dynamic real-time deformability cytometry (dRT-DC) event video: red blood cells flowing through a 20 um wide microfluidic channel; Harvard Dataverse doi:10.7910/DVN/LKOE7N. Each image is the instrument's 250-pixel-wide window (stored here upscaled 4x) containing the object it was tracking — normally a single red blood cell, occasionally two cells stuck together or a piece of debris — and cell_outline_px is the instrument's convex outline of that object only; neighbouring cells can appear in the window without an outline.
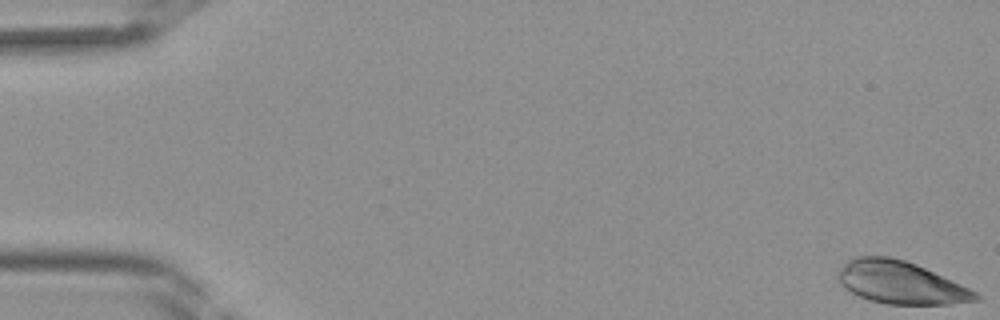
{"species": "Egyptian fruit bat (a non-hibernating species)", "species_latin": "Rousettus aegyptiacus", "temperature_condition": "room temperature", "stored_images_in_passage": 42, "camera_frame_rate_fps": 3000, "um_per_image_px": 0.085, "frame": {"image": 1, "passage_image": 1, "time_ms": 0.0, "image_size_px": [1000, 320], "cell_outline_px": [[980, 300], [948, 304], [888, 304], [868, 300], [844, 288], [836, 280], [836, 272], [848, 260], [856, 256], [888, 256], [904, 260], [916, 264], [952, 280], [976, 292], [980, 296]], "centroid_in_image_um": [76.5, 24.01], "position_along_channel_um": 8.5, "area_um2": 34.1}}
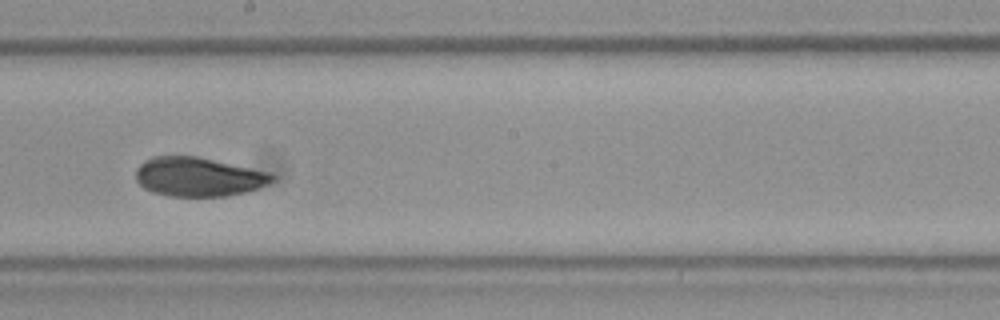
{"frame": {"image": 2, "passage_image": 24, "time_ms": 7.667, "image_size_px": [1000, 320], "cell_outline_px": [[276, 180], [268, 184], [244, 192], [228, 196], [168, 196], [152, 192], [144, 188], [136, 180], [136, 168], [144, 160], [152, 156], [200, 156], [272, 172], [276, 176]], "centroid_in_image_um": [16.89, 15.01], "position_along_channel_um": 231.3, "area_um2": 31.5}}
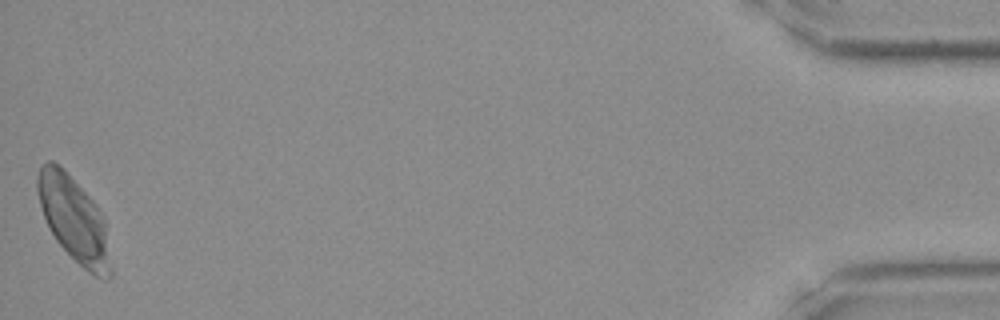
{"frame": {"image": 3, "passage_image": 42, "time_ms": 13.667, "image_size_px": [1000, 320], "cell_outline_px": [[112, 276], [108, 280], [104, 280], [88, 272], [56, 240], [48, 228], [36, 192], [36, 176], [40, 168], [48, 160], [52, 160], [60, 164], [64, 168], [96, 204], [104, 216], [112, 268]], "centroid_in_image_um": [6.3, 18.63], "position_along_channel_um": 428.9, "area_um2": 36.59}}